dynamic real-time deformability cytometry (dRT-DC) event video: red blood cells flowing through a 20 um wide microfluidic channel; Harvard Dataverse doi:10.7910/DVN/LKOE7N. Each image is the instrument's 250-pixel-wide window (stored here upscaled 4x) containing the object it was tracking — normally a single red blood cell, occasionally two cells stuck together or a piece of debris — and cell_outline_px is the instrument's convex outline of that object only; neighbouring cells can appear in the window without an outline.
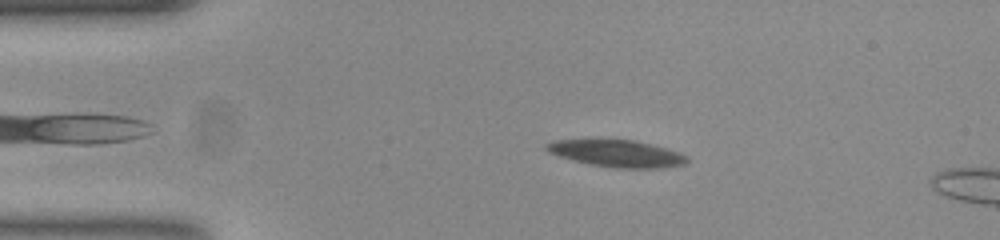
{"species": "common noctule bat (a hibernating species)", "species_latin": "Nyctalus noctula", "temperature_condition": "room temperature", "stored_images_in_passage": 55, "camera_frame_rate_fps": 3000, "um_per_image_px": 0.085, "animal": {"sex": "female", "body_mass_g": 23.0, "forearm_length_mm": 53.4}, "frame": {"image": 1, "passage_image": 9, "time_ms": 2.667, "image_size_px": [1000, 240], "cell_outline_px": [[688, 160], [684, 164], [652, 168], [616, 168], [592, 164], [560, 156], [548, 152], [544, 148], [544, 144], [556, 140], [632, 140], [664, 148], [676, 152], [684, 156]], "centroid_in_image_um": [52.36, 13.04], "position_along_channel_um": 32.6, "area_um2": 21.27}}
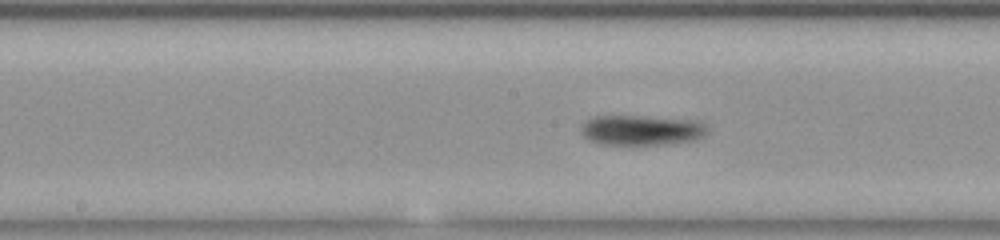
{"frame": {"image": 2, "passage_image": 26, "time_ms": 8.333, "image_size_px": [1000, 240], "cell_outline_px": [[708, 128], [704, 136], [696, 140], [664, 144], [600, 144], [584, 136], [584, 124], [588, 120], [596, 116], [636, 116], [696, 120], [704, 124]], "centroid_in_image_um": [54.61, 11.06], "position_along_channel_um": 193.6, "area_um2": 21.68}}
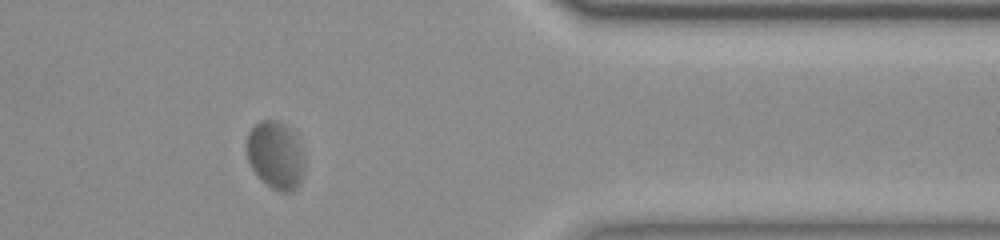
{"frame": {"image": 3, "passage_image": 44, "time_ms": 14.333, "image_size_px": [1000, 240], "cell_outline_px": [[304, 172], [300, 184], [292, 192], [280, 192], [272, 188], [252, 168], [248, 160], [248, 132], [260, 120], [280, 120], [292, 132], [300, 144], [304, 168]], "centroid_in_image_um": [23.45, 13.19], "position_along_channel_um": 388.0, "area_um2": 22.43}, "authors_computed_cell_mechanics": {"area_um2": 22.3108, "velocity_mm_per_s": 3.6056, "shape_relaxation_time_tau1_ms": 3.6233, "shape_relaxation_time_tau2_ms": 1.3388, "deformation_change_tau1": 0.1318, "deformation_change_tau2": 0.0363}}